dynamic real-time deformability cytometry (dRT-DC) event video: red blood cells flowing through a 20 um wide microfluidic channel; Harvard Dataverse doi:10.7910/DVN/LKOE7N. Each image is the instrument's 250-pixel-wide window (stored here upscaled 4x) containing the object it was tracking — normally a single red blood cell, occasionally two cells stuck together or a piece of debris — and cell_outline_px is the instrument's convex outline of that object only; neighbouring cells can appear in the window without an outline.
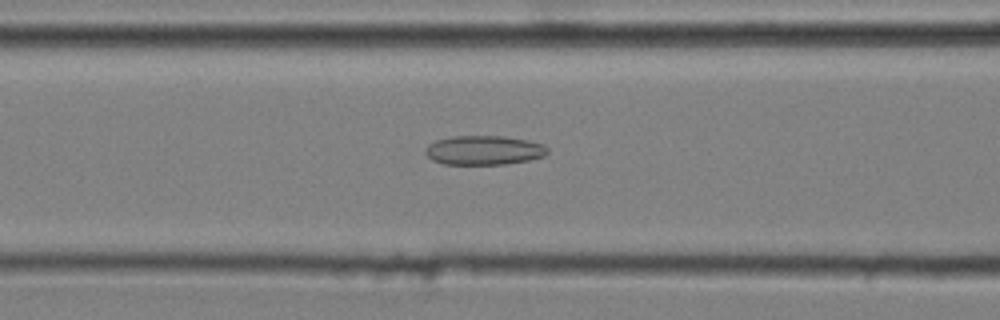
{"species": "common noctule bat (a hibernating species)", "species_latin": "Nyctalus noctula", "temperature_condition": "cold", "stored_images_in_passage": 42, "camera_frame_rate_fps": 3000, "um_per_image_px": 0.085, "animal": {"sex": "male", "body_mass_g": 20.4}, "frame": {"image": 1, "passage_image": 13, "time_ms": 4.0, "image_size_px": [1000, 320], "cell_outline_px": [[548, 152], [544, 156], [528, 160], [504, 164], [444, 164], [432, 160], [424, 152], [424, 148], [428, 144], [436, 140], [452, 136], [504, 136], [528, 140], [544, 144], [548, 148]], "centroid_in_image_um": [41.12, 12.76], "position_along_channel_um": 125.5, "area_um2": 20.92}}
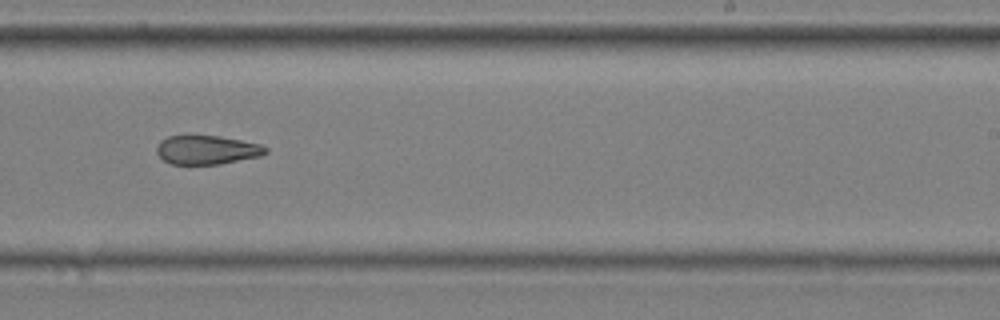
{"frame": {"image": 2, "passage_image": 25, "time_ms": 8.0, "image_size_px": [1000, 320], "cell_outline_px": [[268, 152], [260, 156], [220, 164], [172, 164], [164, 160], [156, 152], [156, 148], [160, 140], [168, 136], [220, 136], [260, 144], [268, 148]], "centroid_in_image_um": [17.59, 12.74], "position_along_channel_um": 271.4, "area_um2": 18.26}}
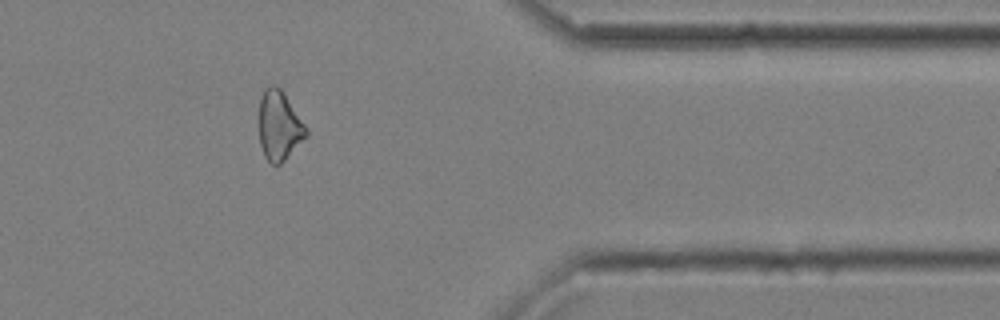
{"frame": {"image": 3, "passage_image": 36, "time_ms": 11.667, "image_size_px": [1000, 320], "cell_outline_px": [[308, 136], [276, 168], [264, 156], [260, 144], [260, 96], [264, 88], [272, 84], [276, 84], [284, 92], [304, 124], [308, 132]], "centroid_in_image_um": [23.73, 10.68], "position_along_channel_um": 387.7, "area_um2": 19.07}, "authors_computed_cell_mechanics": {"area_um2": 19.8254, "velocity_mm_per_s": 3.6604, "shape_relaxation_time_tau1_ms": null, "shape_relaxation_time_tau2_ms": 2.3899, "deformation_change_tau1": null, "deformation_change_tau2": 0.1014}}